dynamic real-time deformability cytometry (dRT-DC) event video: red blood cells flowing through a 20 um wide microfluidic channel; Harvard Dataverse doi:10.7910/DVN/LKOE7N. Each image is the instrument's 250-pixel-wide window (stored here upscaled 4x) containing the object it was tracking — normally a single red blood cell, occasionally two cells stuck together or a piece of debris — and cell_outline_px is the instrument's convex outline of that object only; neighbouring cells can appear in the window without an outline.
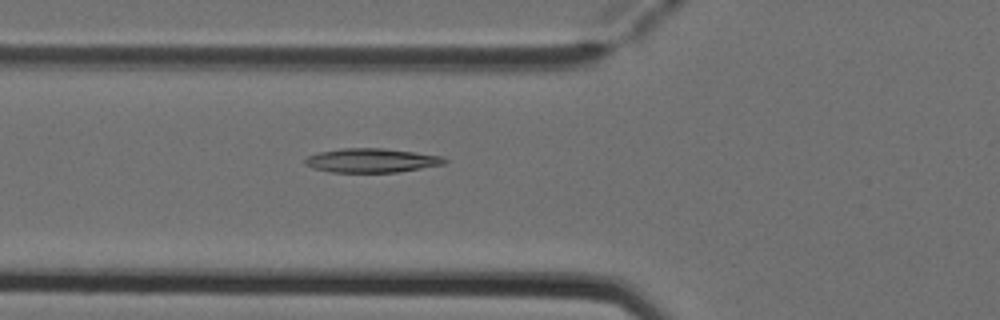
{"species": "Egyptian fruit bat (a non-hibernating species)", "species_latin": "Rousettus aegyptiacus", "temperature_condition": "cold", "stored_images_in_passage": 2, "camera_frame_rate_fps": 3000, "um_per_image_px": 0.085, "animal": {"sex": "female"}, "frame": {"image": 1, "passage_image": 2, "time_ms": 0.333, "image_size_px": [1000, 320], "cell_outline_px": [[448, 160], [444, 164], [400, 172], [328, 172], [304, 164], [304, 160], [308, 156], [320, 152], [340, 148], [380, 148], [412, 152], [440, 156]], "centroid_in_image_um": [31.56, 13.64], "position_along_channel_um": 94.2, "area_um2": 19.36}}